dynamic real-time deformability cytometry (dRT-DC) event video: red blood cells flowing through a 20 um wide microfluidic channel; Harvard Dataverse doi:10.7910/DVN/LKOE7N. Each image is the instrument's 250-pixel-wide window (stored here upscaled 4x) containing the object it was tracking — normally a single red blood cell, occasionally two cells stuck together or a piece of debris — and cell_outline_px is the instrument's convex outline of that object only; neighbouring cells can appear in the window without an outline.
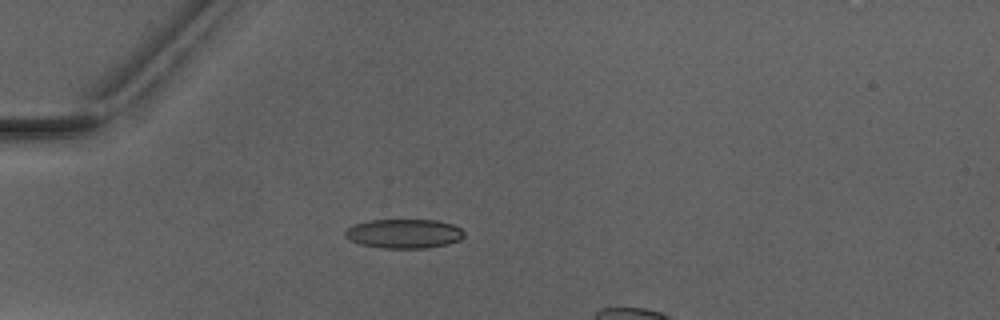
{"species": "Egyptian fruit bat (a non-hibernating species)", "species_latin": "Rousettus aegyptiacus", "temperature_condition": "warm", "stored_images_in_passage": 6, "camera_frame_rate_fps": 3000, "um_per_image_px": 0.085, "animal": {"sex": "male"}, "frame": {"image": 1, "passage_image": 4, "time_ms": 4.667, "image_size_px": [1000, 320], "cell_outline_px": [[464, 236], [460, 240], [448, 244], [424, 248], [380, 248], [360, 244], [344, 236], [344, 232], [348, 228], [356, 224], [368, 220], [436, 220], [452, 224], [460, 228], [464, 232]], "centroid_in_image_um": [34.35, 19.86], "position_along_channel_um": 50.7, "area_um2": 20.23}}